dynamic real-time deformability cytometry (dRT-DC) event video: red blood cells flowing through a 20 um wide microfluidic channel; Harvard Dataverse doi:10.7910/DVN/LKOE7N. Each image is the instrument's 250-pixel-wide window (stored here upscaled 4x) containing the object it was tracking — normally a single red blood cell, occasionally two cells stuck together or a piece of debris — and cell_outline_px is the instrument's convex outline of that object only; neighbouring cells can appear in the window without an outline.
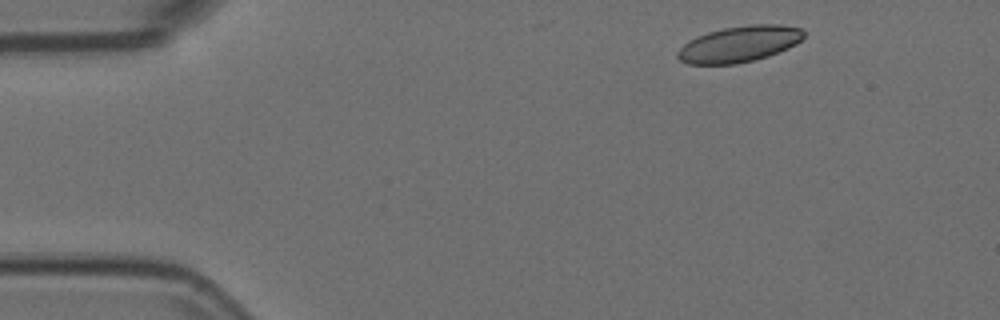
{"species": "Egyptian fruit bat (a non-hibernating species)", "species_latin": "Rousettus aegyptiacus", "temperature_condition": "room temperature", "stored_images_in_passage": 7, "camera_frame_rate_fps": 3000, "um_per_image_px": 0.085, "animal": {"sex": "female"}, "frame": {"image": 1, "passage_image": 1, "time_ms": 0.0, "image_size_px": [1000, 320], "cell_outline_px": [[804, 36], [796, 44], [788, 48], [768, 56], [736, 64], [688, 64], [680, 60], [676, 56], [676, 52], [688, 40], [696, 36], [708, 32], [724, 28], [748, 24], [780, 24], [800, 28], [804, 32]], "centroid_in_image_um": [62.82, 3.74], "position_along_channel_um": 22.2, "area_um2": 26.53}}
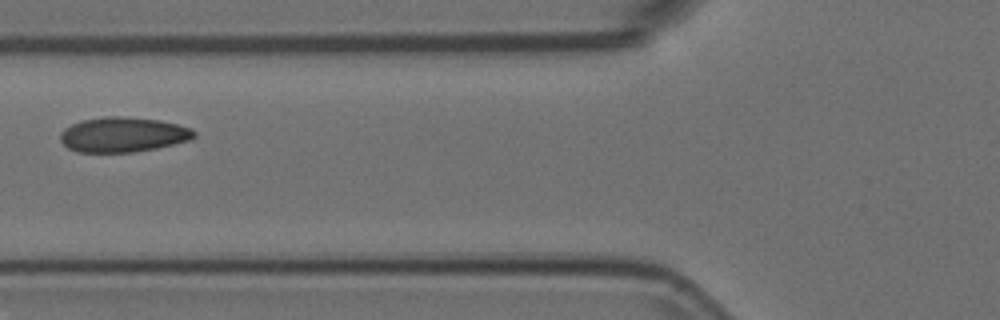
{"frame": {"image": 2, "passage_image": 5, "time_ms": 1.333, "image_size_px": [1000, 320], "cell_outline_px": [[196, 136], [188, 140], [156, 148], [132, 152], [76, 152], [68, 148], [60, 140], [60, 132], [64, 128], [80, 120], [104, 116], [124, 116], [160, 120], [192, 128], [196, 132]], "centroid_in_image_um": [10.43, 11.43], "position_along_channel_um": 115.4, "area_um2": 27.34}}
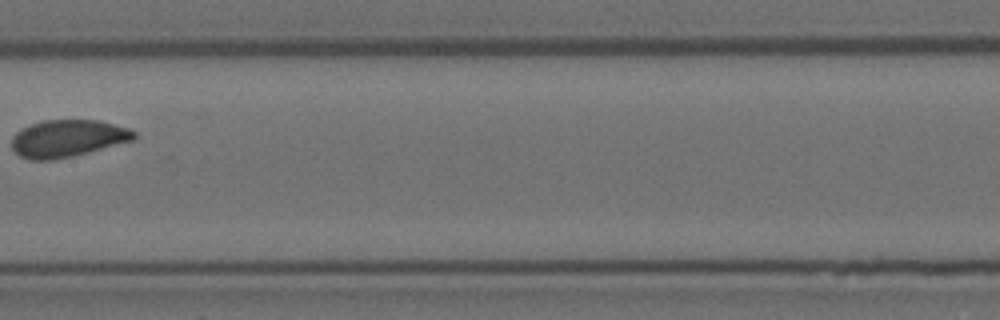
{"frame": {"image": 3, "passage_image": 7, "time_ms": 2.0, "image_size_px": [1000, 320], "cell_outline_px": [[136, 136], [132, 140], [88, 152], [72, 156], [52, 160], [28, 160], [20, 156], [12, 148], [12, 136], [20, 128], [28, 124], [44, 120], [100, 120], [128, 128], [136, 132]], "centroid_in_image_um": [5.7, 11.75], "position_along_channel_um": 201.7, "area_um2": 26.53}}